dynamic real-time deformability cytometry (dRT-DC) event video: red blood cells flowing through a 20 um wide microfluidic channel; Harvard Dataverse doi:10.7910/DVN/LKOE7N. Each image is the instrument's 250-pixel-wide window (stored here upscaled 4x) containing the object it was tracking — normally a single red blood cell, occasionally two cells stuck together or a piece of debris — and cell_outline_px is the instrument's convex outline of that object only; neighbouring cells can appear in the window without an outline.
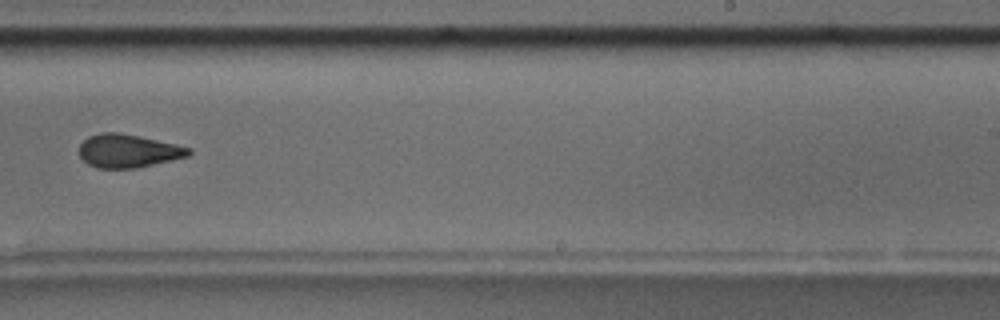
{"species": "common noctule bat (a hibernating species)", "species_latin": "Nyctalus noctula", "temperature_condition": "room temperature", "stored_images_in_passage": 16, "camera_frame_rate_fps": 3000, "um_per_image_px": 0.085, "animal": {"sex": "male", "body_mass_g": 17.5, "forearm_length_mm": 52.3}, "frame": {"image": 1, "passage_image": 10, "time_ms": 11.333, "image_size_px": [1000, 320], "cell_outline_px": [[192, 152], [188, 156], [172, 160], [136, 168], [96, 168], [88, 164], [80, 156], [80, 144], [88, 136], [100, 132], [116, 132], [140, 136], [176, 144], [192, 148]], "centroid_in_image_um": [10.9, 12.82], "position_along_channel_um": 278.1, "area_um2": 21.27}}
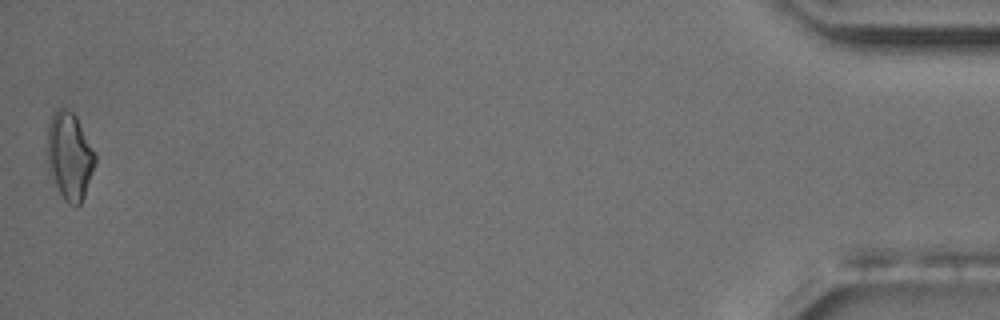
{"frame": {"image": 2, "passage_image": 16, "time_ms": 18.0, "image_size_px": [1000, 320], "cell_outline_px": [[96, 160], [84, 196], [80, 204], [76, 208], [68, 204], [64, 200], [48, 168], [48, 124], [52, 112], [56, 108], [64, 108], [72, 112], [76, 116], [96, 152]], "centroid_in_image_um": [5.92, 13.24], "position_along_channel_um": 429.3, "area_um2": 24.33}, "authors_computed_cell_mechanics": {"area_um2": 21.5883, "velocity_mm_per_s": 3.6544, "shape_relaxation_time_tau1_ms": 2.8706, "shape_relaxation_time_tau2_ms": 2.1555, "deformation_change_tau1": 0.141, "deformation_change_tau2": 0.0849}}